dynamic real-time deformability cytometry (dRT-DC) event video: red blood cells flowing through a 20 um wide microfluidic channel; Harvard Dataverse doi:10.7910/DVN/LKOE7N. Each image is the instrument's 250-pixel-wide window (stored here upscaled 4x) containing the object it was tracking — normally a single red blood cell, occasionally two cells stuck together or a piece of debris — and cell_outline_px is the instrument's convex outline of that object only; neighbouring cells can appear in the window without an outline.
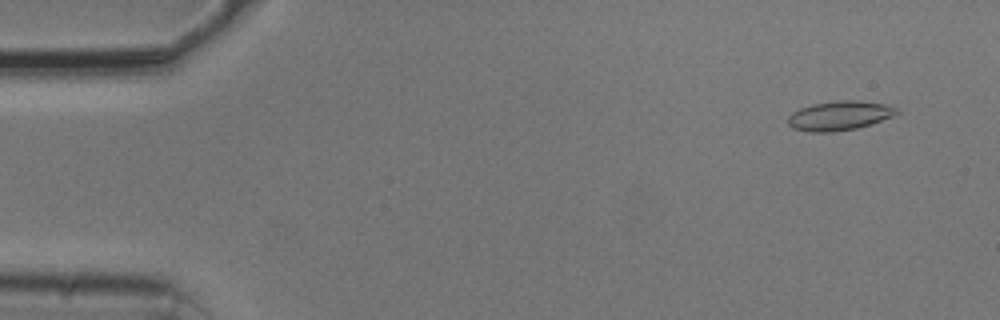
{"species": "common noctule bat (a hibernating species)", "species_latin": "Nyctalus noctula", "temperature_condition": "cold", "stored_images_in_passage": 53, "camera_frame_rate_fps": 3000, "um_per_image_px": 0.085, "animal": {"sex": "male", "body_mass_g": 20.5, "forearm_length_mm": 52.5}, "frame": {"image": 1, "passage_image": 4, "time_ms": 1.0, "image_size_px": [1000, 320], "cell_outline_px": [[900, 112], [892, 116], [856, 128], [832, 132], [808, 132], [792, 128], [788, 124], [788, 116], [792, 112], [800, 108], [812, 104], [836, 100], [856, 100], [884, 104], [900, 108]], "centroid_in_image_um": [71.32, 9.82], "position_along_channel_um": 13.7, "area_um2": 18.55}}
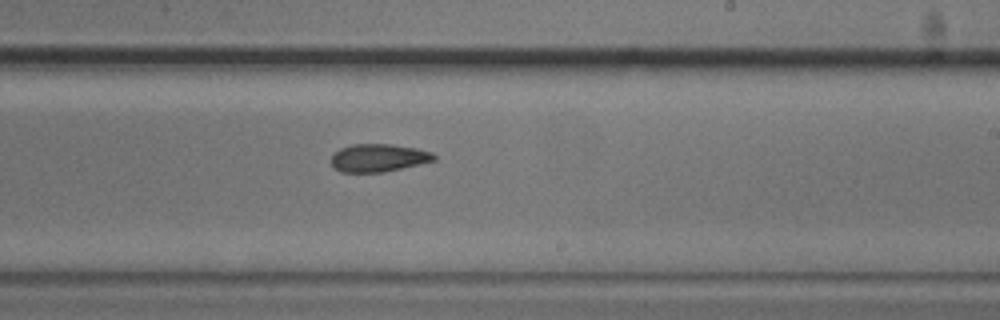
{"frame": {"image": 2, "passage_image": 32, "time_ms": 10.333, "image_size_px": [1000, 320], "cell_outline_px": [[436, 160], [384, 172], [340, 172], [332, 164], [332, 156], [340, 148], [352, 144], [392, 144], [416, 148], [432, 152], [436, 156]], "centroid_in_image_um": [32.19, 13.41], "position_along_channel_um": 256.8, "area_um2": 16.59}}
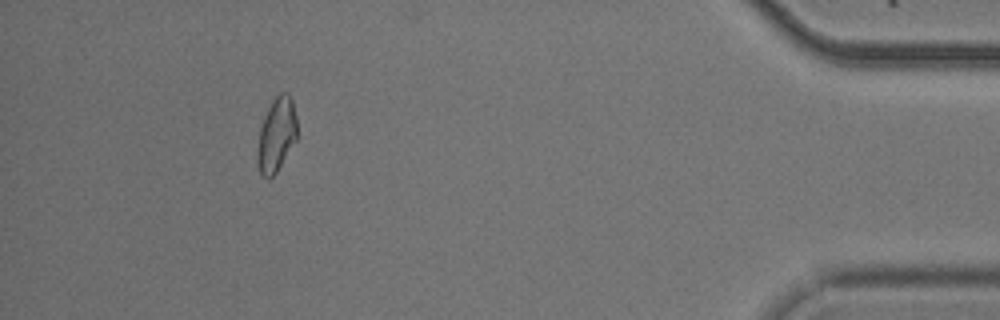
{"frame": {"image": 3, "passage_image": 49, "time_ms": 16.0, "image_size_px": [1000, 320], "cell_outline_px": [[296, 140], [276, 172], [268, 180], [260, 172], [256, 160], [256, 156], [260, 128], [264, 116], [272, 100], [280, 92], [288, 92], [292, 100], [296, 116]], "centroid_in_image_um": [23.49, 11.44], "position_along_channel_um": 411.7, "area_um2": 17.05}}